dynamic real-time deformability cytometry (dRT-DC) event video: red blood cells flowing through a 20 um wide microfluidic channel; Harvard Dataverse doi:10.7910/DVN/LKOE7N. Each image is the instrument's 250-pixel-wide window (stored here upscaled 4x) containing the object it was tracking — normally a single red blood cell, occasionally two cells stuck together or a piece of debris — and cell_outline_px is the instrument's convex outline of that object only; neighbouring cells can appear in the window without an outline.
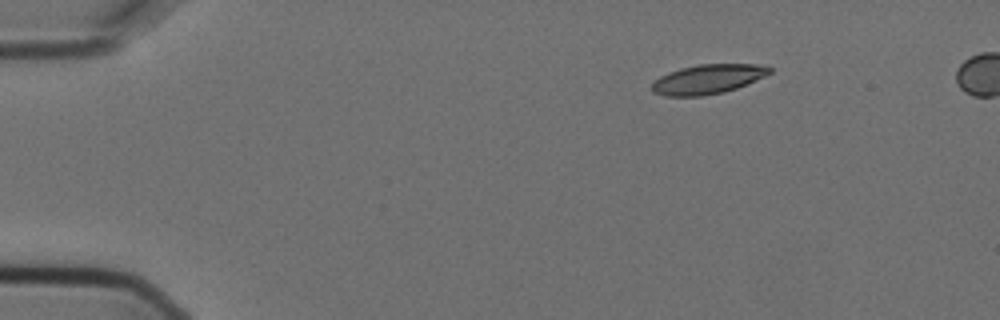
{"species": "Egyptian fruit bat (a non-hibernating species)", "species_latin": "Rousettus aegyptiacus", "temperature_condition": "cold", "stored_images_in_passage": 5, "segment_of_instrument_passage": [2, 2], "camera_frame_rate_fps": 3000, "um_per_image_px": 0.085, "animal": {"sex": "female"}, "frame": {"image": 1, "passage_image": 5, "time_ms": 1.333, "image_size_px": [1000, 320], "cell_outline_px": [[772, 72], [764, 76], [736, 88], [724, 92], [700, 96], [664, 96], [652, 92], [652, 84], [660, 76], [668, 72], [680, 68], [700, 64], [768, 64], [772, 68]], "centroid_in_image_um": [60.18, 6.72], "position_along_channel_um": 24.8, "area_um2": 20.23}}